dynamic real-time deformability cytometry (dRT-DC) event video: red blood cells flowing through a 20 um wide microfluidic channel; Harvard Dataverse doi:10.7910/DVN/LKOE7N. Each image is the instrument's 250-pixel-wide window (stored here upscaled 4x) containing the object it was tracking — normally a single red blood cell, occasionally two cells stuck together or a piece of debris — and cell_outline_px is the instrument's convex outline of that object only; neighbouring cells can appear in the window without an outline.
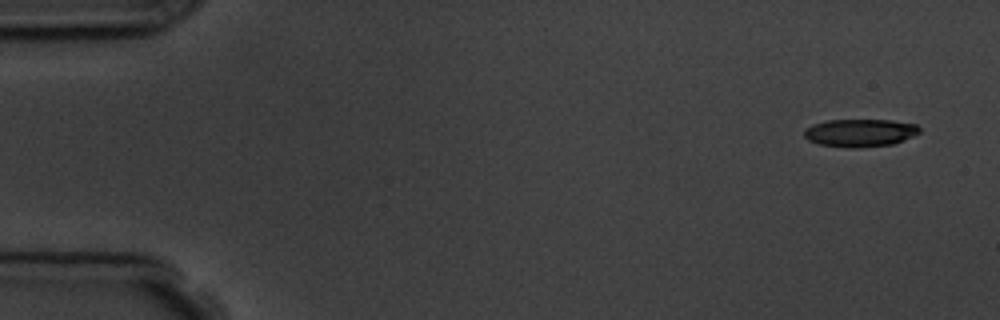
{"species": "common noctule bat (a hibernating species)", "species_latin": "Nyctalus noctula", "temperature_condition": "room temperature", "stored_images_in_passage": 5, "segment_of_instrument_passage": [2, 2], "camera_frame_rate_fps": 3000, "um_per_image_px": 0.085, "animal": {"sex": "male", "body_mass_g": 19.5, "forearm_length_mm": 54.6}, "frame": {"image": 1, "passage_image": 5, "time_ms": 5.667, "image_size_px": [1000, 320], "cell_outline_px": [[920, 132], [904, 140], [892, 144], [860, 148], [852, 148], [820, 144], [808, 140], [804, 136], [804, 132], [812, 124], [828, 120], [892, 120], [916, 124], [920, 128]], "centroid_in_image_um": [73.12, 11.29], "position_along_channel_um": 11.9, "area_um2": 18.61}}